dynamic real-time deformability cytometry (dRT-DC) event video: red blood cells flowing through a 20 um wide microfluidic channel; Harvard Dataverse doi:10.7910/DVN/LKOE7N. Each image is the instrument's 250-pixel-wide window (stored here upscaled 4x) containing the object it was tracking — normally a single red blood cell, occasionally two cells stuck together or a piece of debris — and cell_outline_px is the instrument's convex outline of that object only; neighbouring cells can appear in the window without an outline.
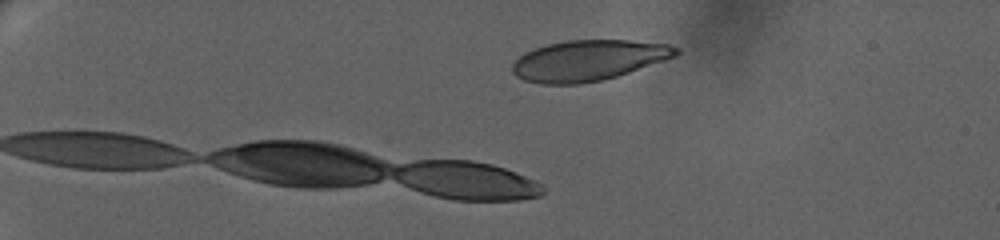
{"species": "human", "species_latin": "Homo sapiens", "temperature_condition": "warm", "stored_images_in_passage": 15, "camera_frame_rate_fps": 3000, "um_per_image_px": 0.085, "donor": {"sex": "female"}, "frame": {"image": 1, "passage_image": 15, "time_ms": 4.333, "image_size_px": [1000, 240], "cell_outline_px": [[680, 52], [676, 56], [616, 76], [600, 80], [580, 84], [540, 84], [524, 80], [516, 76], [512, 72], [512, 64], [524, 52], [548, 44], [564, 40], [628, 40], [668, 44], [680, 48]], "centroid_in_image_um": [49.99, 5.13], "position_along_channel_um": 35.0, "area_um2": 38.61}}